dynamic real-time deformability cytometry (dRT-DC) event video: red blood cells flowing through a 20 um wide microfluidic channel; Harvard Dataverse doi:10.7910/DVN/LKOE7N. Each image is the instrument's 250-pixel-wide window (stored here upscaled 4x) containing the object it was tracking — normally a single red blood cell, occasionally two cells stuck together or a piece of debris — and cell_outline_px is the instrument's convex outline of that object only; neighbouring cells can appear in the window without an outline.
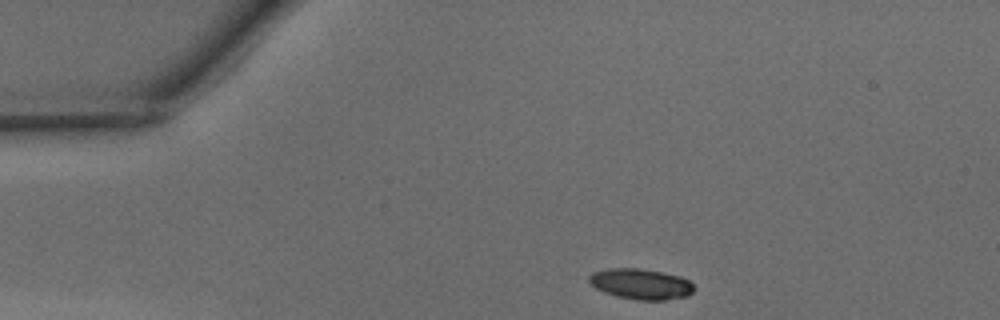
{"species": "common noctule bat (a hibernating species)", "species_latin": "Nyctalus noctula", "temperature_condition": "warm", "stored_images_in_passage": 30, "camera_frame_rate_fps": 3000, "um_per_image_px": 0.085, "animal": {"sex": "male", "body_mass_g": 15.6}, "frame": {"image": 1, "passage_image": 1, "time_ms": 0.0, "image_size_px": [1000, 320], "cell_outline_px": [[692, 292], [688, 296], [664, 300], [636, 300], [616, 296], [604, 292], [596, 288], [588, 280], [588, 276], [592, 272], [608, 268], [636, 268], [664, 272], [680, 276], [688, 280], [692, 284]], "centroid_in_image_um": [54.45, 24.13], "position_along_channel_um": 30.6, "area_um2": 18.73}}
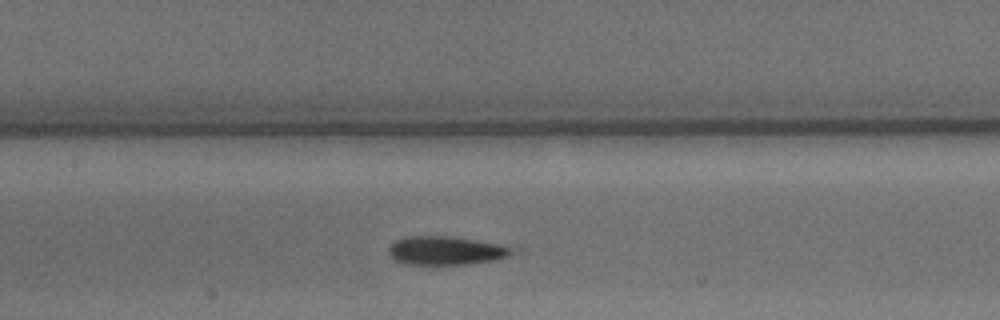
{"frame": {"image": 2, "passage_image": 15, "time_ms": 4.667, "image_size_px": [1000, 320], "cell_outline_px": [[520, 248], [516, 252], [508, 256], [492, 260], [468, 264], [408, 264], [396, 260], [388, 252], [388, 248], [396, 240], [404, 236], [444, 236], [520, 244]], "centroid_in_image_um": [38.12, 21.27], "position_along_channel_um": 169.3, "area_um2": 21.27}}
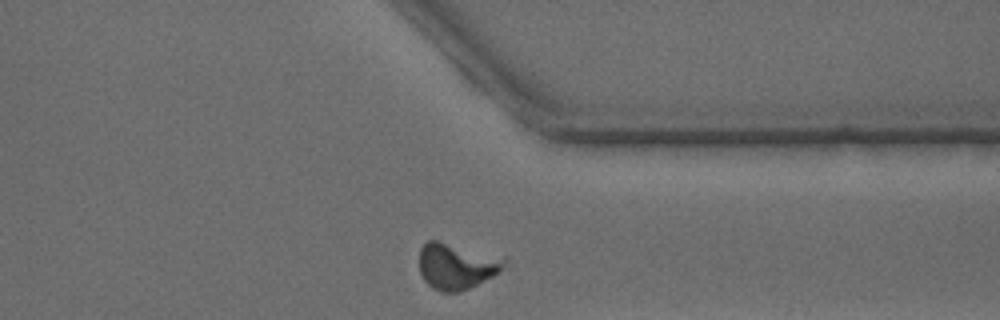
{"frame": {"image": 3, "passage_image": 30, "time_ms": 9.667, "image_size_px": [1000, 320], "cell_outline_px": [[508, 260], [492, 276], [460, 292], [440, 292], [432, 288], [424, 280], [420, 272], [420, 248], [428, 240], [436, 240], [504, 256]], "centroid_in_image_um": [38.79, 22.6], "position_along_channel_um": 372.6, "area_um2": 22.72}}